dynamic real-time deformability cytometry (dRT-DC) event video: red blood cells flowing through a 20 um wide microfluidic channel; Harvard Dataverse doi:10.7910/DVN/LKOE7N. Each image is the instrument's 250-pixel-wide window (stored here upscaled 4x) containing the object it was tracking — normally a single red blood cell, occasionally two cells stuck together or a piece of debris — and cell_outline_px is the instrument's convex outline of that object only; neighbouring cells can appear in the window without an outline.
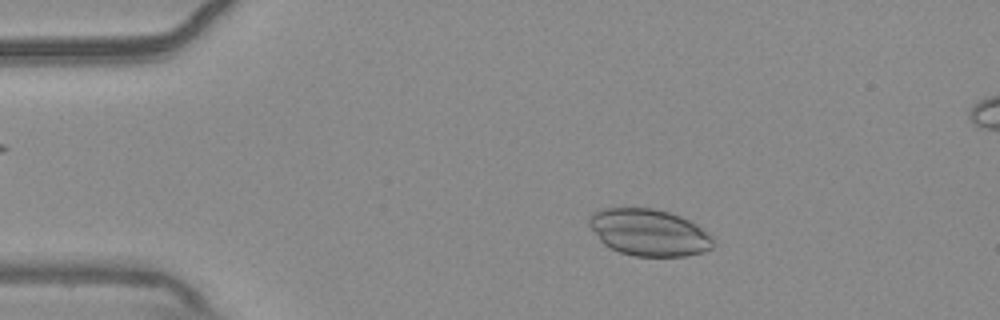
{"species": "common noctule bat (a hibernating species)", "species_latin": "Nyctalus noctula", "temperature_condition": "warm", "stored_images_in_passage": 54, "segment_of_instrument_passage": [1, 2], "camera_frame_rate_fps": 3000, "um_per_image_px": 0.085, "animal": {"sex": "male", "body_mass_g": 20.4}, "frame": {"image": 1, "passage_image": 8, "time_ms": 2.333, "image_size_px": [1000, 320], "cell_outline_px": [[712, 248], [704, 252], [688, 256], [636, 256], [620, 252], [604, 244], [600, 240], [588, 224], [588, 220], [596, 212], [604, 208], [652, 208], [668, 212], [680, 216], [696, 224], [712, 236]], "centroid_in_image_um": [55.18, 19.77], "position_along_channel_um": 29.8, "area_um2": 33.52}}
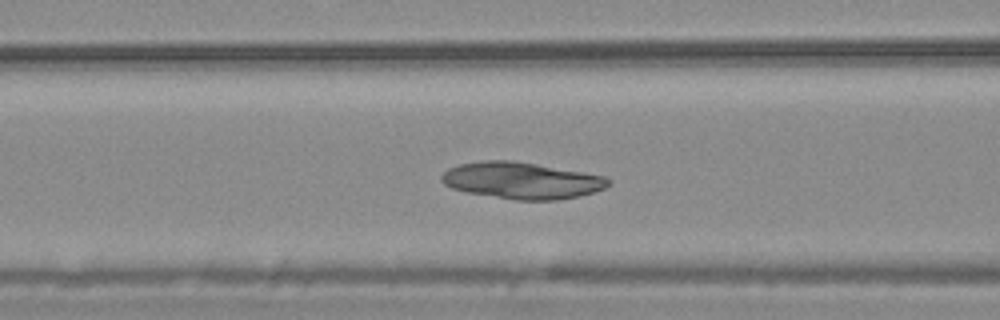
{"frame": {"image": 2, "passage_image": 20, "time_ms": 6.333, "image_size_px": [1000, 320], "cell_outline_px": [[612, 184], [604, 188], [592, 192], [576, 196], [556, 200], [516, 200], [468, 192], [452, 188], [444, 184], [440, 180], [440, 176], [448, 168], [460, 164], [484, 160], [512, 160], [536, 164], [604, 176], [612, 180]], "centroid_in_image_um": [44.32, 15.34], "position_along_channel_um": 122.3, "area_um2": 35.32}}
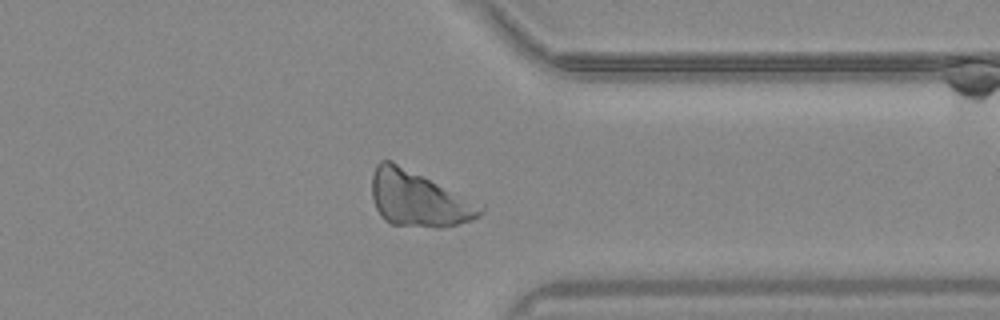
{"frame": {"image": 3, "passage_image": 41, "time_ms": 13.333, "image_size_px": [1000, 320], "cell_outline_px": [[484, 212], [480, 216], [472, 220], [456, 224], [436, 228], [392, 224], [384, 220], [380, 216], [376, 208], [372, 196], [372, 172], [376, 164], [380, 160], [392, 160], [484, 204]], "centroid_in_image_um": [35.59, 16.88], "position_along_channel_um": 375.8, "area_um2": 35.66}}